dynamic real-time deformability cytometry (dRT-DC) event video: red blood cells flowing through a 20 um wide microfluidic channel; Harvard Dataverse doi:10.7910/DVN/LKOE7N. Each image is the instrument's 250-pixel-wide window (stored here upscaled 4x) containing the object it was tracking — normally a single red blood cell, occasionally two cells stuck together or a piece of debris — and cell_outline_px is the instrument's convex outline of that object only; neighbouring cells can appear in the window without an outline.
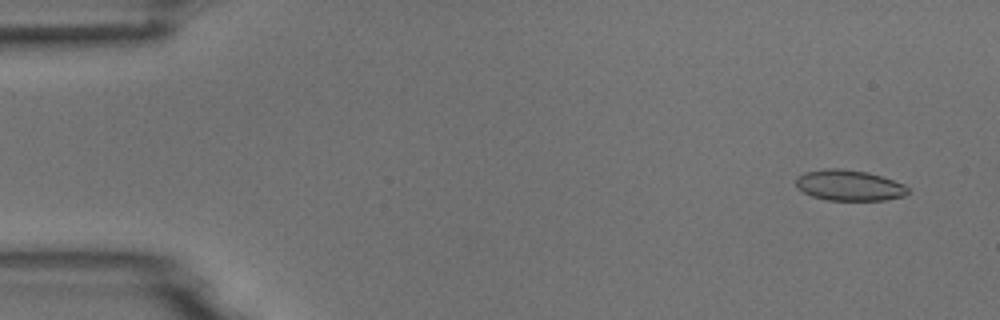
{"species": "common noctule bat (a hibernating species)", "species_latin": "Nyctalus noctula", "temperature_condition": "room temperature", "stored_images_in_passage": 55, "camera_frame_rate_fps": 3000, "um_per_image_px": 0.085, "animal": {"sex": "male", "body_mass_g": 18.8}, "frame": {"image": 1, "passage_image": 4, "time_ms": 1.0, "image_size_px": [1000, 320], "cell_outline_px": [[908, 192], [904, 196], [884, 200], [824, 200], [812, 196], [796, 188], [796, 180], [804, 172], [824, 168], [844, 168], [868, 172], [904, 184], [908, 188]], "centroid_in_image_um": [72.15, 15.75], "position_along_channel_um": 12.8, "area_um2": 20.11}}
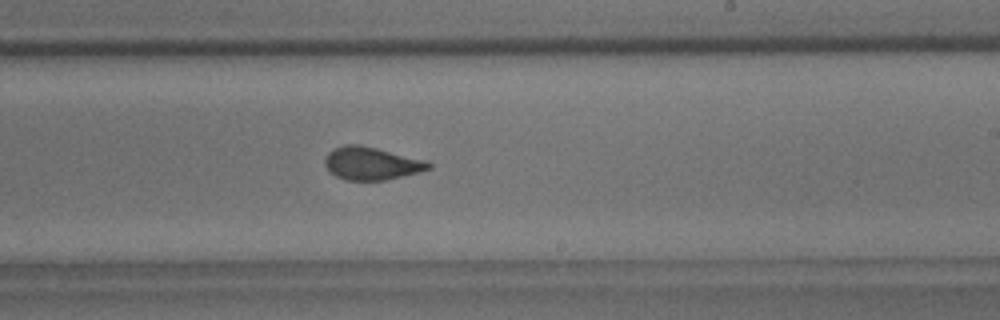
{"frame": {"image": 2, "passage_image": 33, "time_ms": 10.667, "image_size_px": [1000, 320], "cell_outline_px": [[432, 168], [384, 180], [344, 180], [336, 176], [324, 164], [324, 160], [328, 152], [332, 148], [344, 144], [360, 144], [428, 160], [432, 164]], "centroid_in_image_um": [31.56, 13.86], "position_along_channel_um": 257.4, "area_um2": 19.88}}
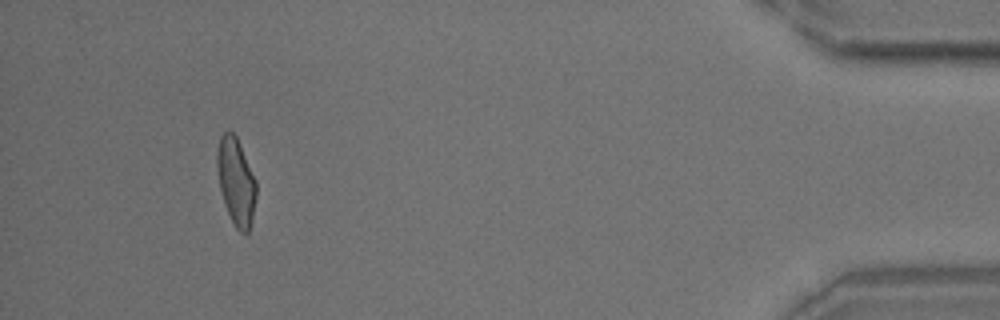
{"frame": {"image": 3, "passage_image": 51, "time_ms": 16.667, "image_size_px": [1000, 320], "cell_outline_px": [[256, 196], [252, 220], [248, 232], [244, 236], [236, 228], [224, 204], [220, 188], [216, 168], [216, 152], [220, 136], [228, 128], [236, 136], [240, 144], [256, 180]], "centroid_in_image_um": [20.05, 15.41], "position_along_channel_um": 415.1, "area_um2": 20.06}, "authors_computed_cell_mechanics": {"area_um2": 20.23, "velocity_mm_per_s": 3.7349, "shape_relaxation_time_tau1_ms": 6.7144, "shape_relaxation_time_tau2_ms": 1.0705, "deformation_change_tau1": 0.1659, "deformation_change_tau2": 0.0559}}